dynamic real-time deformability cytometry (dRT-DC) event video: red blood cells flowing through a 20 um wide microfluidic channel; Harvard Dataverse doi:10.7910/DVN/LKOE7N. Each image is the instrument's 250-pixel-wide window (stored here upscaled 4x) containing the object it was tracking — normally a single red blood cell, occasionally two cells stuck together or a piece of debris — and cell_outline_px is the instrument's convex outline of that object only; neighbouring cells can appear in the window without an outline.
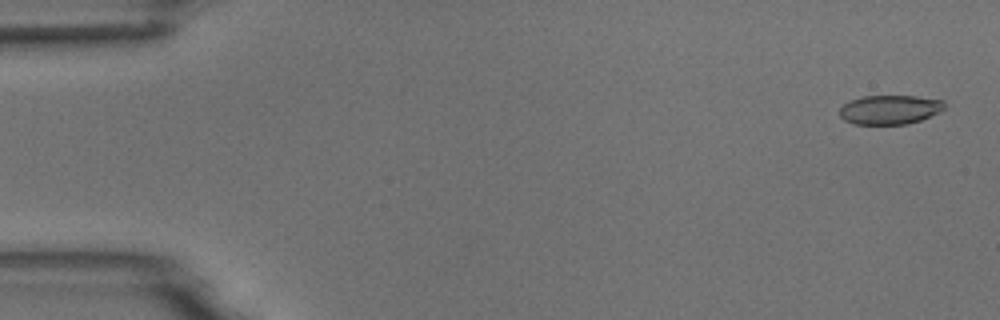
{"species": "common noctule bat (a hibernating species)", "species_latin": "Nyctalus noctula", "temperature_condition": "room temperature", "stored_images_in_passage": 5, "camera_frame_rate_fps": 3000, "um_per_image_px": 0.085, "animal": {"sex": "male", "body_mass_g": 18.8}, "frame": {"image": 1, "passage_image": 1, "time_ms": 0.0, "image_size_px": [1000, 320], "cell_outline_px": [[944, 108], [940, 112], [920, 120], [908, 124], [856, 124], [844, 120], [840, 116], [840, 108], [844, 104], [860, 96], [916, 96], [944, 100]], "centroid_in_image_um": [75.64, 9.32], "position_along_channel_um": 9.4, "area_um2": 17.8}}
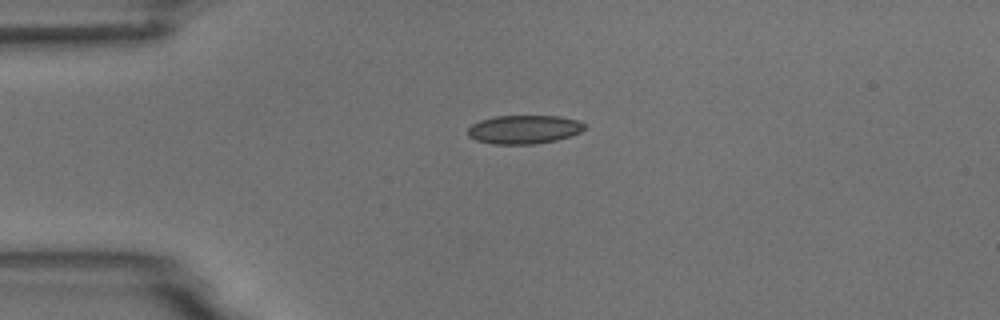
{"frame": {"image": 2, "passage_image": 4, "time_ms": 3.667, "image_size_px": [1000, 320], "cell_outline_px": [[588, 124], [580, 132], [572, 136], [556, 140], [532, 144], [492, 144], [476, 140], [468, 136], [468, 128], [472, 124], [480, 120], [496, 116], [560, 116], [576, 120]], "centroid_in_image_um": [44.55, 11.0], "position_along_channel_um": 40.4, "area_um2": 19.54}}